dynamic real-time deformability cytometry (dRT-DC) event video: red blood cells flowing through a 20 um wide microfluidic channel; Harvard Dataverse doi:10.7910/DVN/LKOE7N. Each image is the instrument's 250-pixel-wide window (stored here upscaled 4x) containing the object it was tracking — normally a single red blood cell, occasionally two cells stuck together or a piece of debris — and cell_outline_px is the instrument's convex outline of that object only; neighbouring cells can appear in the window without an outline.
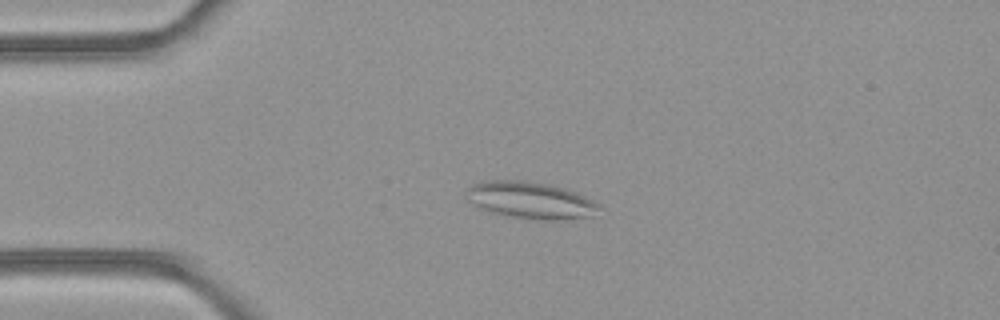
{"species": "common noctule bat (a hibernating species)", "species_latin": "Nyctalus noctula", "temperature_condition": "room temperature", "stored_images_in_passage": 5, "camera_frame_rate_fps": 3000, "um_per_image_px": 0.085, "animal": {"sex": "female", "body_mass_g": 21.9}, "frame": {"image": 1, "passage_image": 3, "time_ms": 0.667, "image_size_px": [1000, 320], "cell_outline_px": [[604, 208], [592, 216], [556, 220], [544, 220], [508, 216], [492, 212], [480, 208], [468, 200], [464, 196], [464, 192], [472, 184], [488, 180], [524, 180], [548, 184], [564, 188], [576, 192], [600, 204]], "centroid_in_image_um": [45.1, 17.01], "position_along_channel_um": 39.9, "area_um2": 28.67}}